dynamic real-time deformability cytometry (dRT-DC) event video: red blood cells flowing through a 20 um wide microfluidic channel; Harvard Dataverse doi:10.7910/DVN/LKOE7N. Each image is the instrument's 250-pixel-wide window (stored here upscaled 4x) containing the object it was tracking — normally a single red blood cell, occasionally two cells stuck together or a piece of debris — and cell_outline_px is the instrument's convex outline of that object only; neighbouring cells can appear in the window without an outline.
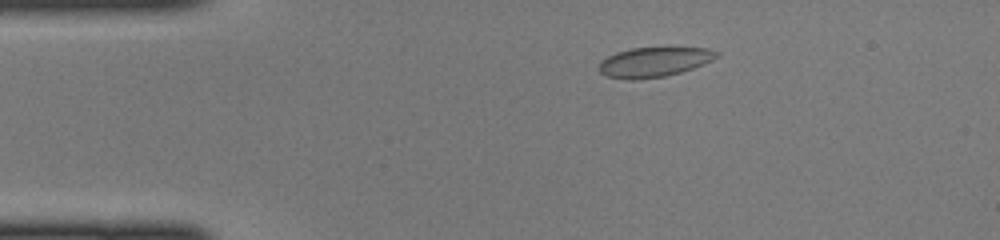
{"species": "common noctule bat (a hibernating species)", "species_latin": "Nyctalus noctula", "temperature_condition": "cold", "stored_images_in_passage": 46, "camera_frame_rate_fps": 3000, "um_per_image_px": 0.085, "animal": {"sex": "female", "body_mass_g": 22.0, "forearm_length_mm": 56.7}, "frame": {"image": 1, "passage_image": 8, "time_ms": 2.333, "image_size_px": [1000, 240], "cell_outline_px": [[720, 56], [704, 64], [680, 72], [664, 76], [636, 80], [628, 80], [608, 76], [600, 72], [596, 68], [600, 60], [616, 52], [632, 48], [668, 44], [708, 48], [720, 52]], "centroid_in_image_um": [55.64, 5.21], "position_along_channel_um": 29.4, "area_um2": 21.56}}
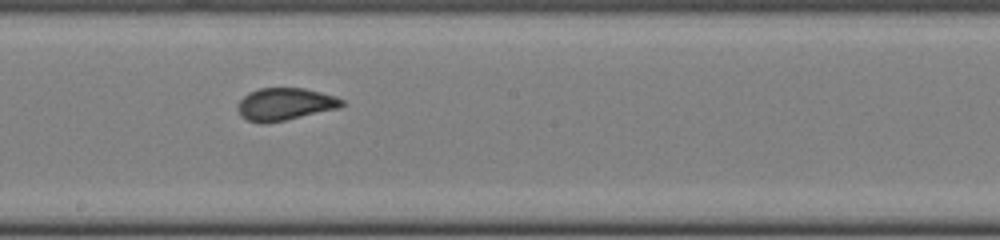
{"frame": {"image": 2, "passage_image": 25, "time_ms": 8.0, "image_size_px": [1000, 240], "cell_outline_px": [[344, 104], [340, 108], [284, 120], [248, 120], [240, 116], [236, 108], [240, 100], [248, 92], [260, 88], [304, 88], [336, 96], [344, 100]], "centroid_in_image_um": [24.26, 8.81], "position_along_channel_um": 223.9, "area_um2": 19.19}}
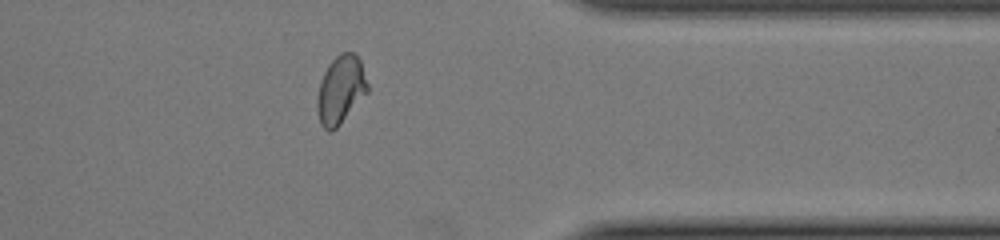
{"frame": {"image": 3, "passage_image": 37, "time_ms": 12.0, "image_size_px": [1000, 240], "cell_outline_px": [[368, 92], [340, 124], [332, 132], [328, 132], [320, 124], [316, 108], [316, 100], [320, 80], [328, 64], [340, 52], [356, 52], [360, 60], [368, 84]], "centroid_in_image_um": [28.94, 7.63], "position_along_channel_um": 382.5, "area_um2": 20.23}}